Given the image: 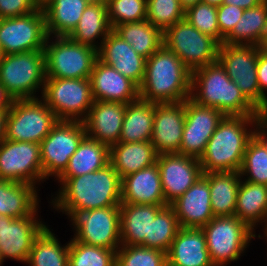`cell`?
<instances>
[{
	"instance_id": "cell-32",
	"label": "cell",
	"mask_w": 267,
	"mask_h": 266,
	"mask_svg": "<svg viewBox=\"0 0 267 266\" xmlns=\"http://www.w3.org/2000/svg\"><path fill=\"white\" fill-rule=\"evenodd\" d=\"M110 147L87 134L70 157L65 171L58 178H71L102 169L110 163Z\"/></svg>"
},
{
	"instance_id": "cell-54",
	"label": "cell",
	"mask_w": 267,
	"mask_h": 266,
	"mask_svg": "<svg viewBox=\"0 0 267 266\" xmlns=\"http://www.w3.org/2000/svg\"><path fill=\"white\" fill-rule=\"evenodd\" d=\"M224 0H201V2L207 3L209 5H213V6H220L222 5Z\"/></svg>"
},
{
	"instance_id": "cell-34",
	"label": "cell",
	"mask_w": 267,
	"mask_h": 266,
	"mask_svg": "<svg viewBox=\"0 0 267 266\" xmlns=\"http://www.w3.org/2000/svg\"><path fill=\"white\" fill-rule=\"evenodd\" d=\"M267 31V0L245 9L243 15L224 38L222 44L258 46Z\"/></svg>"
},
{
	"instance_id": "cell-58",
	"label": "cell",
	"mask_w": 267,
	"mask_h": 266,
	"mask_svg": "<svg viewBox=\"0 0 267 266\" xmlns=\"http://www.w3.org/2000/svg\"><path fill=\"white\" fill-rule=\"evenodd\" d=\"M2 263H3V260H2V258L0 256V266L3 265Z\"/></svg>"
},
{
	"instance_id": "cell-37",
	"label": "cell",
	"mask_w": 267,
	"mask_h": 266,
	"mask_svg": "<svg viewBox=\"0 0 267 266\" xmlns=\"http://www.w3.org/2000/svg\"><path fill=\"white\" fill-rule=\"evenodd\" d=\"M27 263L29 266H69V242L61 245L47 226L35 239Z\"/></svg>"
},
{
	"instance_id": "cell-51",
	"label": "cell",
	"mask_w": 267,
	"mask_h": 266,
	"mask_svg": "<svg viewBox=\"0 0 267 266\" xmlns=\"http://www.w3.org/2000/svg\"><path fill=\"white\" fill-rule=\"evenodd\" d=\"M8 110H0V143L5 139V127Z\"/></svg>"
},
{
	"instance_id": "cell-4",
	"label": "cell",
	"mask_w": 267,
	"mask_h": 266,
	"mask_svg": "<svg viewBox=\"0 0 267 266\" xmlns=\"http://www.w3.org/2000/svg\"><path fill=\"white\" fill-rule=\"evenodd\" d=\"M256 116H224L199 159L203 173L240 170ZM251 127V129L249 128Z\"/></svg>"
},
{
	"instance_id": "cell-35",
	"label": "cell",
	"mask_w": 267,
	"mask_h": 266,
	"mask_svg": "<svg viewBox=\"0 0 267 266\" xmlns=\"http://www.w3.org/2000/svg\"><path fill=\"white\" fill-rule=\"evenodd\" d=\"M154 103L141 100L126 104L119 142L150 141L153 133Z\"/></svg>"
},
{
	"instance_id": "cell-12",
	"label": "cell",
	"mask_w": 267,
	"mask_h": 266,
	"mask_svg": "<svg viewBox=\"0 0 267 266\" xmlns=\"http://www.w3.org/2000/svg\"><path fill=\"white\" fill-rule=\"evenodd\" d=\"M86 135L83 121L59 120L50 133L40 142L44 179H56L65 171L70 157Z\"/></svg>"
},
{
	"instance_id": "cell-50",
	"label": "cell",
	"mask_w": 267,
	"mask_h": 266,
	"mask_svg": "<svg viewBox=\"0 0 267 266\" xmlns=\"http://www.w3.org/2000/svg\"><path fill=\"white\" fill-rule=\"evenodd\" d=\"M12 99L0 84V110H9Z\"/></svg>"
},
{
	"instance_id": "cell-15",
	"label": "cell",
	"mask_w": 267,
	"mask_h": 266,
	"mask_svg": "<svg viewBox=\"0 0 267 266\" xmlns=\"http://www.w3.org/2000/svg\"><path fill=\"white\" fill-rule=\"evenodd\" d=\"M0 179L32 184L44 180L40 144L3 140L0 143Z\"/></svg>"
},
{
	"instance_id": "cell-21",
	"label": "cell",
	"mask_w": 267,
	"mask_h": 266,
	"mask_svg": "<svg viewBox=\"0 0 267 266\" xmlns=\"http://www.w3.org/2000/svg\"><path fill=\"white\" fill-rule=\"evenodd\" d=\"M100 61L112 66L116 71L141 85L146 66V58L136 53L133 47L113 30L107 35L97 50Z\"/></svg>"
},
{
	"instance_id": "cell-20",
	"label": "cell",
	"mask_w": 267,
	"mask_h": 266,
	"mask_svg": "<svg viewBox=\"0 0 267 266\" xmlns=\"http://www.w3.org/2000/svg\"><path fill=\"white\" fill-rule=\"evenodd\" d=\"M94 101H112L124 104L138 100L139 87L112 66L96 59L90 76Z\"/></svg>"
},
{
	"instance_id": "cell-11",
	"label": "cell",
	"mask_w": 267,
	"mask_h": 266,
	"mask_svg": "<svg viewBox=\"0 0 267 266\" xmlns=\"http://www.w3.org/2000/svg\"><path fill=\"white\" fill-rule=\"evenodd\" d=\"M163 45L174 52L191 72L218 61L220 44L202 34L185 18L163 32Z\"/></svg>"
},
{
	"instance_id": "cell-43",
	"label": "cell",
	"mask_w": 267,
	"mask_h": 266,
	"mask_svg": "<svg viewBox=\"0 0 267 266\" xmlns=\"http://www.w3.org/2000/svg\"><path fill=\"white\" fill-rule=\"evenodd\" d=\"M185 19L202 34L214 38L220 45L224 37L217 22V7L199 2L185 10Z\"/></svg>"
},
{
	"instance_id": "cell-30",
	"label": "cell",
	"mask_w": 267,
	"mask_h": 266,
	"mask_svg": "<svg viewBox=\"0 0 267 266\" xmlns=\"http://www.w3.org/2000/svg\"><path fill=\"white\" fill-rule=\"evenodd\" d=\"M210 188L211 209L214 217L234 216L241 176L236 172L203 173Z\"/></svg>"
},
{
	"instance_id": "cell-38",
	"label": "cell",
	"mask_w": 267,
	"mask_h": 266,
	"mask_svg": "<svg viewBox=\"0 0 267 266\" xmlns=\"http://www.w3.org/2000/svg\"><path fill=\"white\" fill-rule=\"evenodd\" d=\"M71 239L69 266H116L117 250L87 245Z\"/></svg>"
},
{
	"instance_id": "cell-10",
	"label": "cell",
	"mask_w": 267,
	"mask_h": 266,
	"mask_svg": "<svg viewBox=\"0 0 267 266\" xmlns=\"http://www.w3.org/2000/svg\"><path fill=\"white\" fill-rule=\"evenodd\" d=\"M259 46L221 44L218 61L243 95L259 110L267 111V98L260 92L257 79Z\"/></svg>"
},
{
	"instance_id": "cell-47",
	"label": "cell",
	"mask_w": 267,
	"mask_h": 266,
	"mask_svg": "<svg viewBox=\"0 0 267 266\" xmlns=\"http://www.w3.org/2000/svg\"><path fill=\"white\" fill-rule=\"evenodd\" d=\"M253 137L267 150V111L256 115Z\"/></svg>"
},
{
	"instance_id": "cell-48",
	"label": "cell",
	"mask_w": 267,
	"mask_h": 266,
	"mask_svg": "<svg viewBox=\"0 0 267 266\" xmlns=\"http://www.w3.org/2000/svg\"><path fill=\"white\" fill-rule=\"evenodd\" d=\"M257 79L260 92L267 98V55L260 50L257 60Z\"/></svg>"
},
{
	"instance_id": "cell-8",
	"label": "cell",
	"mask_w": 267,
	"mask_h": 266,
	"mask_svg": "<svg viewBox=\"0 0 267 266\" xmlns=\"http://www.w3.org/2000/svg\"><path fill=\"white\" fill-rule=\"evenodd\" d=\"M201 229L214 266L237 261L256 237L255 231L235 215L214 217Z\"/></svg>"
},
{
	"instance_id": "cell-5",
	"label": "cell",
	"mask_w": 267,
	"mask_h": 266,
	"mask_svg": "<svg viewBox=\"0 0 267 266\" xmlns=\"http://www.w3.org/2000/svg\"><path fill=\"white\" fill-rule=\"evenodd\" d=\"M46 65L44 50L6 54L0 61V84L15 99L38 98L35 94L44 89Z\"/></svg>"
},
{
	"instance_id": "cell-44",
	"label": "cell",
	"mask_w": 267,
	"mask_h": 266,
	"mask_svg": "<svg viewBox=\"0 0 267 266\" xmlns=\"http://www.w3.org/2000/svg\"><path fill=\"white\" fill-rule=\"evenodd\" d=\"M112 29L119 24L146 20L147 0H106Z\"/></svg>"
},
{
	"instance_id": "cell-1",
	"label": "cell",
	"mask_w": 267,
	"mask_h": 266,
	"mask_svg": "<svg viewBox=\"0 0 267 266\" xmlns=\"http://www.w3.org/2000/svg\"><path fill=\"white\" fill-rule=\"evenodd\" d=\"M56 180L61 186L51 205L69 219L78 212L121 204V178L110 163L95 172Z\"/></svg>"
},
{
	"instance_id": "cell-31",
	"label": "cell",
	"mask_w": 267,
	"mask_h": 266,
	"mask_svg": "<svg viewBox=\"0 0 267 266\" xmlns=\"http://www.w3.org/2000/svg\"><path fill=\"white\" fill-rule=\"evenodd\" d=\"M92 0H51L42 9L46 32L54 36H69L78 25L85 8Z\"/></svg>"
},
{
	"instance_id": "cell-52",
	"label": "cell",
	"mask_w": 267,
	"mask_h": 266,
	"mask_svg": "<svg viewBox=\"0 0 267 266\" xmlns=\"http://www.w3.org/2000/svg\"><path fill=\"white\" fill-rule=\"evenodd\" d=\"M181 6L186 10L187 8L196 5L197 3L201 2V0H179Z\"/></svg>"
},
{
	"instance_id": "cell-57",
	"label": "cell",
	"mask_w": 267,
	"mask_h": 266,
	"mask_svg": "<svg viewBox=\"0 0 267 266\" xmlns=\"http://www.w3.org/2000/svg\"><path fill=\"white\" fill-rule=\"evenodd\" d=\"M3 56H4V53H3L2 48H1V45H0V61H1V59H2Z\"/></svg>"
},
{
	"instance_id": "cell-56",
	"label": "cell",
	"mask_w": 267,
	"mask_h": 266,
	"mask_svg": "<svg viewBox=\"0 0 267 266\" xmlns=\"http://www.w3.org/2000/svg\"><path fill=\"white\" fill-rule=\"evenodd\" d=\"M263 228H264V230H265V231L263 230V232H264V236L267 237V220H266L265 225H264ZM266 240H267V239H266Z\"/></svg>"
},
{
	"instance_id": "cell-2",
	"label": "cell",
	"mask_w": 267,
	"mask_h": 266,
	"mask_svg": "<svg viewBox=\"0 0 267 266\" xmlns=\"http://www.w3.org/2000/svg\"><path fill=\"white\" fill-rule=\"evenodd\" d=\"M191 74L181 59L162 45L146 59L139 97L152 103L185 101L191 94Z\"/></svg>"
},
{
	"instance_id": "cell-27",
	"label": "cell",
	"mask_w": 267,
	"mask_h": 266,
	"mask_svg": "<svg viewBox=\"0 0 267 266\" xmlns=\"http://www.w3.org/2000/svg\"><path fill=\"white\" fill-rule=\"evenodd\" d=\"M158 153L150 141L118 142L110 146V164L120 178L157 163Z\"/></svg>"
},
{
	"instance_id": "cell-26",
	"label": "cell",
	"mask_w": 267,
	"mask_h": 266,
	"mask_svg": "<svg viewBox=\"0 0 267 266\" xmlns=\"http://www.w3.org/2000/svg\"><path fill=\"white\" fill-rule=\"evenodd\" d=\"M119 207L121 245L150 248L151 221L166 206L121 203Z\"/></svg>"
},
{
	"instance_id": "cell-46",
	"label": "cell",
	"mask_w": 267,
	"mask_h": 266,
	"mask_svg": "<svg viewBox=\"0 0 267 266\" xmlns=\"http://www.w3.org/2000/svg\"><path fill=\"white\" fill-rule=\"evenodd\" d=\"M37 8L33 0H0V19L23 16Z\"/></svg>"
},
{
	"instance_id": "cell-41",
	"label": "cell",
	"mask_w": 267,
	"mask_h": 266,
	"mask_svg": "<svg viewBox=\"0 0 267 266\" xmlns=\"http://www.w3.org/2000/svg\"><path fill=\"white\" fill-rule=\"evenodd\" d=\"M116 266H167V253L141 245H121L116 252Z\"/></svg>"
},
{
	"instance_id": "cell-6",
	"label": "cell",
	"mask_w": 267,
	"mask_h": 266,
	"mask_svg": "<svg viewBox=\"0 0 267 266\" xmlns=\"http://www.w3.org/2000/svg\"><path fill=\"white\" fill-rule=\"evenodd\" d=\"M39 99L12 100L6 119L5 140L40 144L50 133L59 119Z\"/></svg>"
},
{
	"instance_id": "cell-22",
	"label": "cell",
	"mask_w": 267,
	"mask_h": 266,
	"mask_svg": "<svg viewBox=\"0 0 267 266\" xmlns=\"http://www.w3.org/2000/svg\"><path fill=\"white\" fill-rule=\"evenodd\" d=\"M126 104L112 101H94L83 120L86 134L107 146L120 139Z\"/></svg>"
},
{
	"instance_id": "cell-16",
	"label": "cell",
	"mask_w": 267,
	"mask_h": 266,
	"mask_svg": "<svg viewBox=\"0 0 267 266\" xmlns=\"http://www.w3.org/2000/svg\"><path fill=\"white\" fill-rule=\"evenodd\" d=\"M224 116L215 108L201 106L190 98L186 99L183 137L178 153L200 159L208 140Z\"/></svg>"
},
{
	"instance_id": "cell-3",
	"label": "cell",
	"mask_w": 267,
	"mask_h": 266,
	"mask_svg": "<svg viewBox=\"0 0 267 266\" xmlns=\"http://www.w3.org/2000/svg\"><path fill=\"white\" fill-rule=\"evenodd\" d=\"M190 99L225 116H256L260 112L228 77L219 61L192 72Z\"/></svg>"
},
{
	"instance_id": "cell-28",
	"label": "cell",
	"mask_w": 267,
	"mask_h": 266,
	"mask_svg": "<svg viewBox=\"0 0 267 266\" xmlns=\"http://www.w3.org/2000/svg\"><path fill=\"white\" fill-rule=\"evenodd\" d=\"M112 30L108 19L106 0H92L83 11L78 25L68 37L77 43L98 50ZM96 39H102L100 45Z\"/></svg>"
},
{
	"instance_id": "cell-23",
	"label": "cell",
	"mask_w": 267,
	"mask_h": 266,
	"mask_svg": "<svg viewBox=\"0 0 267 266\" xmlns=\"http://www.w3.org/2000/svg\"><path fill=\"white\" fill-rule=\"evenodd\" d=\"M208 180L202 175L170 206L174 209L180 227L202 228L214 218Z\"/></svg>"
},
{
	"instance_id": "cell-29",
	"label": "cell",
	"mask_w": 267,
	"mask_h": 266,
	"mask_svg": "<svg viewBox=\"0 0 267 266\" xmlns=\"http://www.w3.org/2000/svg\"><path fill=\"white\" fill-rule=\"evenodd\" d=\"M36 186L0 179V215L14 219L32 215L39 207Z\"/></svg>"
},
{
	"instance_id": "cell-7",
	"label": "cell",
	"mask_w": 267,
	"mask_h": 266,
	"mask_svg": "<svg viewBox=\"0 0 267 266\" xmlns=\"http://www.w3.org/2000/svg\"><path fill=\"white\" fill-rule=\"evenodd\" d=\"M53 38L48 36L44 47L46 78H90L97 50L68 36Z\"/></svg>"
},
{
	"instance_id": "cell-49",
	"label": "cell",
	"mask_w": 267,
	"mask_h": 266,
	"mask_svg": "<svg viewBox=\"0 0 267 266\" xmlns=\"http://www.w3.org/2000/svg\"><path fill=\"white\" fill-rule=\"evenodd\" d=\"M263 0H224L222 4L233 5L243 9H249L261 3Z\"/></svg>"
},
{
	"instance_id": "cell-24",
	"label": "cell",
	"mask_w": 267,
	"mask_h": 266,
	"mask_svg": "<svg viewBox=\"0 0 267 266\" xmlns=\"http://www.w3.org/2000/svg\"><path fill=\"white\" fill-rule=\"evenodd\" d=\"M121 203L168 206L157 163L121 179Z\"/></svg>"
},
{
	"instance_id": "cell-18",
	"label": "cell",
	"mask_w": 267,
	"mask_h": 266,
	"mask_svg": "<svg viewBox=\"0 0 267 266\" xmlns=\"http://www.w3.org/2000/svg\"><path fill=\"white\" fill-rule=\"evenodd\" d=\"M157 165L163 196L169 205L203 175L199 159L179 153L159 154Z\"/></svg>"
},
{
	"instance_id": "cell-45",
	"label": "cell",
	"mask_w": 267,
	"mask_h": 266,
	"mask_svg": "<svg viewBox=\"0 0 267 266\" xmlns=\"http://www.w3.org/2000/svg\"><path fill=\"white\" fill-rule=\"evenodd\" d=\"M243 8L222 4L217 7V22L220 34L225 38L235 27L244 13Z\"/></svg>"
},
{
	"instance_id": "cell-40",
	"label": "cell",
	"mask_w": 267,
	"mask_h": 266,
	"mask_svg": "<svg viewBox=\"0 0 267 266\" xmlns=\"http://www.w3.org/2000/svg\"><path fill=\"white\" fill-rule=\"evenodd\" d=\"M239 173L241 178L246 176L245 181L267 185V150L254 137L247 144Z\"/></svg>"
},
{
	"instance_id": "cell-55",
	"label": "cell",
	"mask_w": 267,
	"mask_h": 266,
	"mask_svg": "<svg viewBox=\"0 0 267 266\" xmlns=\"http://www.w3.org/2000/svg\"><path fill=\"white\" fill-rule=\"evenodd\" d=\"M51 0H33L35 5L38 8H43L45 5H47Z\"/></svg>"
},
{
	"instance_id": "cell-33",
	"label": "cell",
	"mask_w": 267,
	"mask_h": 266,
	"mask_svg": "<svg viewBox=\"0 0 267 266\" xmlns=\"http://www.w3.org/2000/svg\"><path fill=\"white\" fill-rule=\"evenodd\" d=\"M235 216L252 230L267 220V185L244 181L241 178ZM257 223V224H256Z\"/></svg>"
},
{
	"instance_id": "cell-9",
	"label": "cell",
	"mask_w": 267,
	"mask_h": 266,
	"mask_svg": "<svg viewBox=\"0 0 267 266\" xmlns=\"http://www.w3.org/2000/svg\"><path fill=\"white\" fill-rule=\"evenodd\" d=\"M41 94L59 120L83 121L94 102L90 78H46Z\"/></svg>"
},
{
	"instance_id": "cell-42",
	"label": "cell",
	"mask_w": 267,
	"mask_h": 266,
	"mask_svg": "<svg viewBox=\"0 0 267 266\" xmlns=\"http://www.w3.org/2000/svg\"><path fill=\"white\" fill-rule=\"evenodd\" d=\"M146 7V20L162 32L185 18L179 0H147Z\"/></svg>"
},
{
	"instance_id": "cell-36",
	"label": "cell",
	"mask_w": 267,
	"mask_h": 266,
	"mask_svg": "<svg viewBox=\"0 0 267 266\" xmlns=\"http://www.w3.org/2000/svg\"><path fill=\"white\" fill-rule=\"evenodd\" d=\"M113 31L146 59L163 45V32L148 20L119 24Z\"/></svg>"
},
{
	"instance_id": "cell-13",
	"label": "cell",
	"mask_w": 267,
	"mask_h": 266,
	"mask_svg": "<svg viewBox=\"0 0 267 266\" xmlns=\"http://www.w3.org/2000/svg\"><path fill=\"white\" fill-rule=\"evenodd\" d=\"M70 221L75 230L73 238L80 243L113 250L121 246L119 206L78 212Z\"/></svg>"
},
{
	"instance_id": "cell-39",
	"label": "cell",
	"mask_w": 267,
	"mask_h": 266,
	"mask_svg": "<svg viewBox=\"0 0 267 266\" xmlns=\"http://www.w3.org/2000/svg\"><path fill=\"white\" fill-rule=\"evenodd\" d=\"M179 229L174 209L170 205L164 207L151 221L150 248L167 253Z\"/></svg>"
},
{
	"instance_id": "cell-25",
	"label": "cell",
	"mask_w": 267,
	"mask_h": 266,
	"mask_svg": "<svg viewBox=\"0 0 267 266\" xmlns=\"http://www.w3.org/2000/svg\"><path fill=\"white\" fill-rule=\"evenodd\" d=\"M167 266H214L201 228L180 227L167 252Z\"/></svg>"
},
{
	"instance_id": "cell-53",
	"label": "cell",
	"mask_w": 267,
	"mask_h": 266,
	"mask_svg": "<svg viewBox=\"0 0 267 266\" xmlns=\"http://www.w3.org/2000/svg\"><path fill=\"white\" fill-rule=\"evenodd\" d=\"M259 46V50L267 55V34H265L264 38L261 40Z\"/></svg>"
},
{
	"instance_id": "cell-14",
	"label": "cell",
	"mask_w": 267,
	"mask_h": 266,
	"mask_svg": "<svg viewBox=\"0 0 267 266\" xmlns=\"http://www.w3.org/2000/svg\"><path fill=\"white\" fill-rule=\"evenodd\" d=\"M47 37L42 8L23 16L0 19V45L4 55L44 50Z\"/></svg>"
},
{
	"instance_id": "cell-17",
	"label": "cell",
	"mask_w": 267,
	"mask_h": 266,
	"mask_svg": "<svg viewBox=\"0 0 267 266\" xmlns=\"http://www.w3.org/2000/svg\"><path fill=\"white\" fill-rule=\"evenodd\" d=\"M38 209L30 216L14 219L0 215V256L26 263L35 239L47 227L37 220Z\"/></svg>"
},
{
	"instance_id": "cell-19",
	"label": "cell",
	"mask_w": 267,
	"mask_h": 266,
	"mask_svg": "<svg viewBox=\"0 0 267 266\" xmlns=\"http://www.w3.org/2000/svg\"><path fill=\"white\" fill-rule=\"evenodd\" d=\"M186 100L154 103L153 133L150 142L158 154L178 153L183 137Z\"/></svg>"
}]
</instances>
